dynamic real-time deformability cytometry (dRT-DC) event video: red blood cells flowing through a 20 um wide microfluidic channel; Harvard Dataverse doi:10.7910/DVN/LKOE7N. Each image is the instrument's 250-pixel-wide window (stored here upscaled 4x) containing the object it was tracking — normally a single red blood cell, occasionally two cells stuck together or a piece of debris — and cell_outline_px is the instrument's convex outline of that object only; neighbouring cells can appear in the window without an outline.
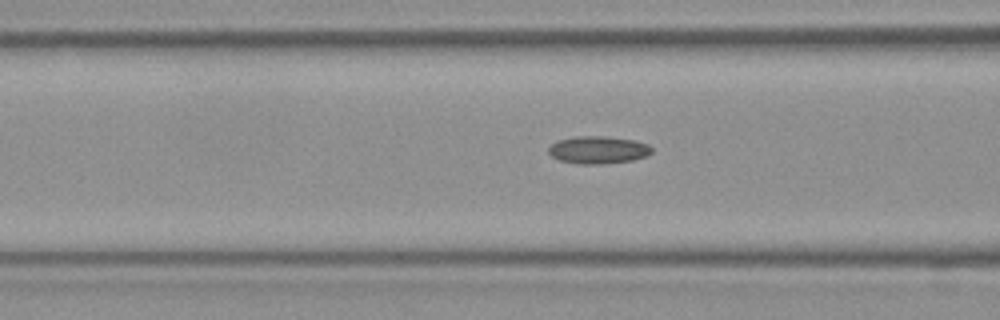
{"species": "Egyptian fruit bat (a non-hibernating species)", "species_latin": "Rousettus aegyptiacus", "temperature_condition": "room temperature", "stored_images_in_passage": 31, "camera_frame_rate_fps": 3000, "um_per_image_px": 0.085, "frame": {"image": 1, "passage_image": 11, "time_ms": 3.333, "image_size_px": [1000, 320], "cell_outline_px": [[652, 152], [648, 156], [632, 160], [600, 164], [580, 164], [560, 160], [552, 156], [548, 152], [548, 148], [556, 140], [576, 136], [608, 136], [636, 140], [648, 144], [652, 148]], "centroid_in_image_um": [50.86, 12.73], "position_along_channel_um": 115.7, "area_um2": 16.7}}
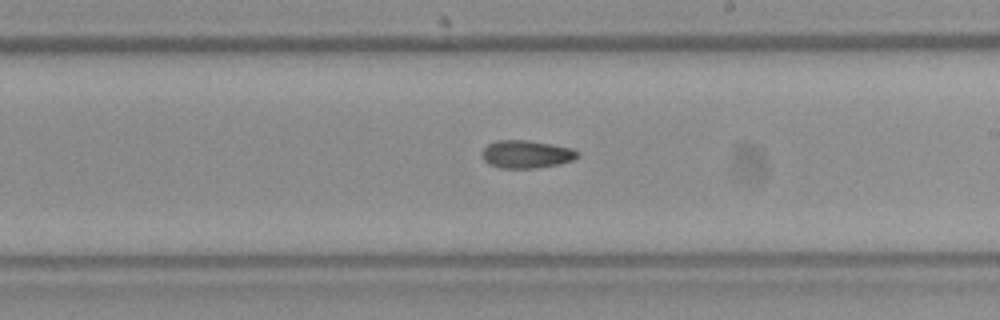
{"frame": {"image": 2, "passage_image": 20, "time_ms": 6.333, "image_size_px": [1000, 320], "cell_outline_px": [[580, 156], [572, 160], [560, 164], [536, 168], [500, 168], [488, 164], [484, 160], [480, 152], [488, 144], [496, 140], [528, 140], [552, 144], [572, 148], [580, 152]], "centroid_in_image_um": [44.74, 13.11], "position_along_channel_um": 244.3, "area_um2": 15.72}}
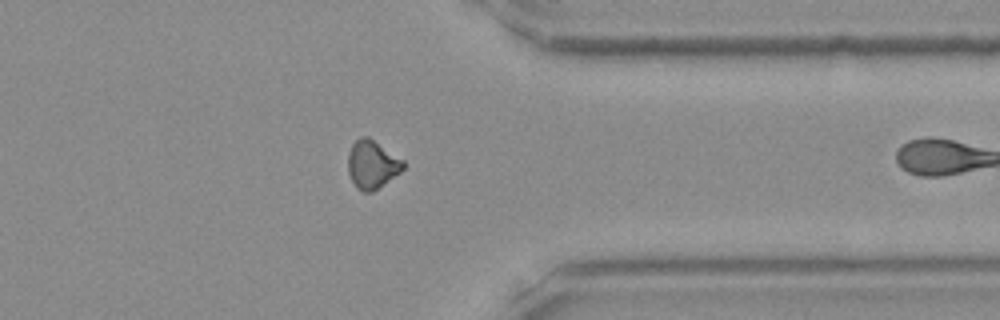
{"frame": {"image": 3, "passage_image": 30, "time_ms": 9.667, "image_size_px": [1000, 320], "cell_outline_px": [[404, 168], [400, 172], [372, 192], [364, 192], [356, 188], [348, 172], [348, 152], [352, 144], [360, 136], [368, 136], [404, 160]], "centroid_in_image_um": [31.61, 13.96], "position_along_channel_um": 379.8, "area_um2": 15.49}}